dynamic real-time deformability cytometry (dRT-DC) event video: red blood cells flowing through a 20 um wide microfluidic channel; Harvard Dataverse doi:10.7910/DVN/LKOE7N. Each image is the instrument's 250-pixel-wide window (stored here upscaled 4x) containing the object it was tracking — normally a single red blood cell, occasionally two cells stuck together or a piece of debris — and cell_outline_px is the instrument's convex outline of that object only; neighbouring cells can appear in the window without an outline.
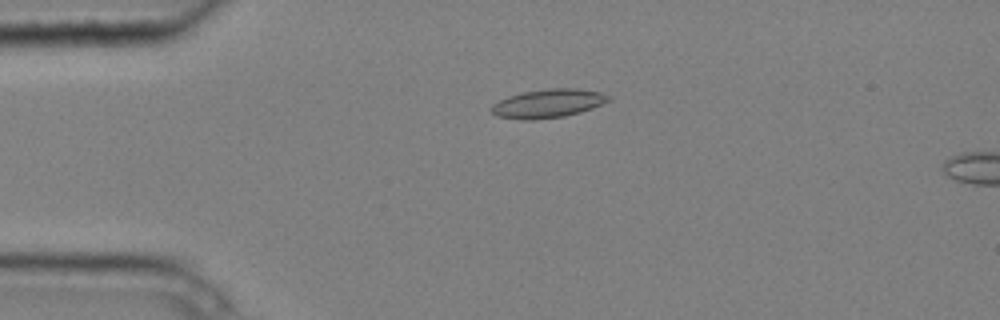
{"species": "common noctule bat (a hibernating species)", "species_latin": "Nyctalus noctula", "temperature_condition": "cold", "stored_images_in_passage": 5, "camera_frame_rate_fps": 3000, "um_per_image_px": 0.085, "animal": {"sex": "male", "body_mass_g": 20.4}, "frame": {"image": 1, "passage_image": 4, "time_ms": 1.0, "image_size_px": [1000, 320], "cell_outline_px": [[612, 100], [592, 108], [580, 112], [564, 116], [532, 120], [524, 120], [496, 116], [492, 112], [492, 104], [508, 96], [524, 92], [548, 88], [576, 88], [600, 92], [612, 96]], "centroid_in_image_um": [46.62, 8.79], "position_along_channel_um": 38.4, "area_um2": 19.54}}